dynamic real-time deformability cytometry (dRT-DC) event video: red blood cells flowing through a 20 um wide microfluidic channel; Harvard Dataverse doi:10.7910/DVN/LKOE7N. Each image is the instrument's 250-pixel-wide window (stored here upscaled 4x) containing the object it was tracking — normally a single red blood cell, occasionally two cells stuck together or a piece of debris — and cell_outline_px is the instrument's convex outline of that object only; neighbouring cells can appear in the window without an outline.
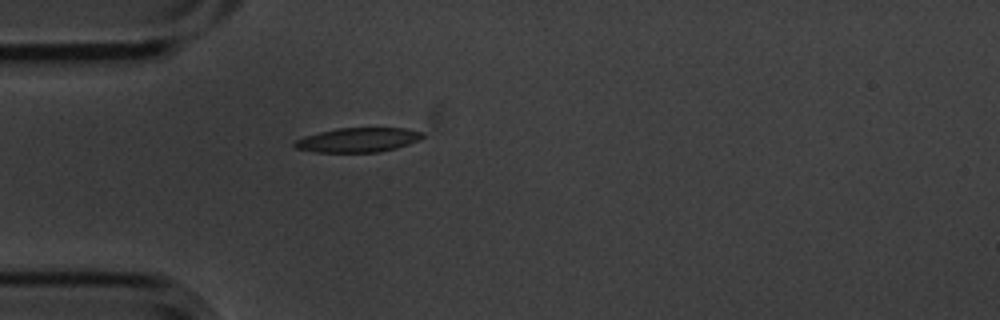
{"species": "common noctule bat (a hibernating species)", "species_latin": "Nyctalus noctula", "temperature_condition": "cold", "stored_images_in_passage": 1, "camera_frame_rate_fps": 3000, "um_per_image_px": 0.085, "animal": {"sex": "male", "body_mass_g": 20.1, "forearm_length_mm": 53.5}, "frame": {"image": 1, "passage_image": 1, "time_ms": 0.0, "image_size_px": [1000, 320], "cell_outline_px": [[424, 136], [420, 140], [396, 148], [376, 152], [316, 152], [296, 148], [292, 144], [296, 140], [304, 136], [336, 128], [404, 128], [424, 132]], "centroid_in_image_um": [30.44, 11.89], "position_along_channel_um": 54.6, "area_um2": 18.15}}